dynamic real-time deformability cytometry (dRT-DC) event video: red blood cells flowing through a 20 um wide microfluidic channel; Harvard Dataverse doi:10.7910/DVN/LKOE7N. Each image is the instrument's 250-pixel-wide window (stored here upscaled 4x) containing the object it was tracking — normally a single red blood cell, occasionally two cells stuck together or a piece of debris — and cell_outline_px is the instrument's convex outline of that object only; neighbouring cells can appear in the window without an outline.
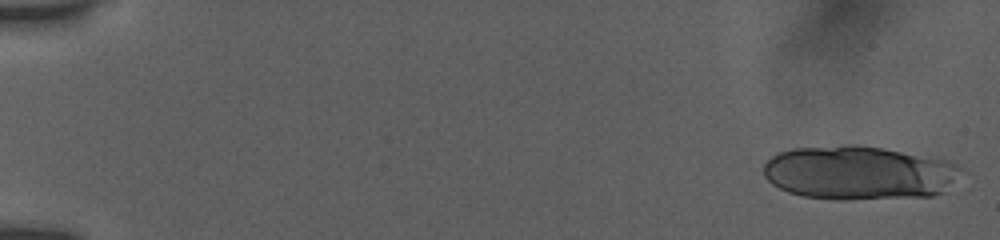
{"species": "human", "species_latin": "Homo sapiens", "temperature_condition": "room temperature", "stored_images_in_passage": 14, "camera_frame_rate_fps": 3000, "um_per_image_px": 0.085, "donor": {"sex": "female"}, "frame": {"image": 1, "passage_image": 1, "time_ms": 0.0, "image_size_px": [1000, 240], "cell_outline_px": [[968, 172], [944, 192], [932, 196], [844, 200], [832, 200], [804, 196], [788, 192], [772, 184], [764, 176], [764, 164], [772, 156], [780, 152], [792, 148], [844, 144], [856, 144], [884, 148], [952, 160], [964, 168]], "centroid_in_image_um": [73.12, 14.68], "position_along_channel_um": 11.9, "area_um2": 63.41}}
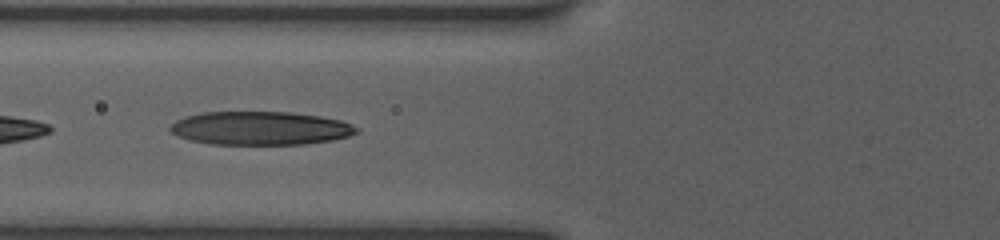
{"frame": {"image": 2, "passage_image": 12, "time_ms": 7.0, "image_size_px": [1000, 240], "cell_outline_px": [[360, 132], [348, 136], [332, 140], [304, 144], [212, 144], [192, 140], [180, 136], [172, 132], [168, 128], [176, 120], [184, 116], [204, 112], [288, 112], [320, 116], [340, 120], [352, 124], [360, 128]], "centroid_in_image_um": [22.17, 10.89], "position_along_channel_um": 103.6, "area_um2": 36.3}}
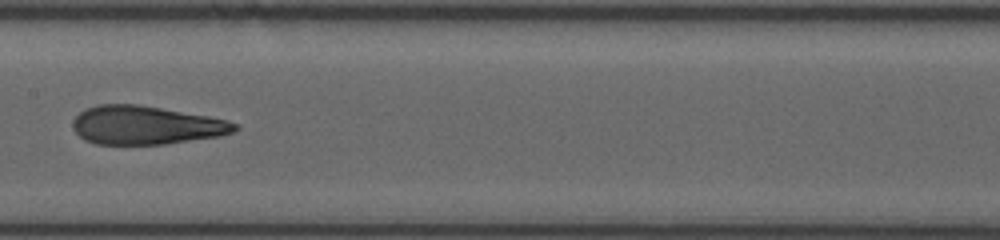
{"frame": {"image": 3, "passage_image": 14, "time_ms": 9.333, "image_size_px": [1000, 240], "cell_outline_px": [[240, 128], [232, 132], [220, 136], [164, 144], [96, 144], [84, 140], [72, 128], [72, 120], [84, 108], [100, 104], [136, 104], [208, 116], [228, 120], [240, 124]], "centroid_in_image_um": [12.39, 10.64], "position_along_channel_um": 195.0, "area_um2": 36.41}}